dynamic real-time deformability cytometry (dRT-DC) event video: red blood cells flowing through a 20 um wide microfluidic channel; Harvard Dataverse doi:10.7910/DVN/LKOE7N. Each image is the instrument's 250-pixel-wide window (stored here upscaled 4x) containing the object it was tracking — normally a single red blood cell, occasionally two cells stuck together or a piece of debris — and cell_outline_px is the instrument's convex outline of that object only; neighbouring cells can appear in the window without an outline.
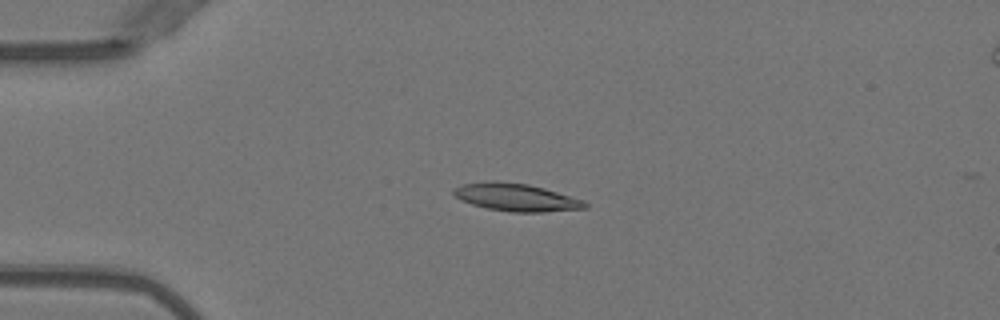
{"species": "Egyptian fruit bat (a non-hibernating species)", "species_latin": "Rousettus aegyptiacus", "temperature_condition": "warm", "stored_images_in_passage": 50, "camera_frame_rate_fps": 3000, "um_per_image_px": 0.085, "animal": {"sex": "female"}, "frame": {"image": 1, "passage_image": 12, "time_ms": 3.667, "image_size_px": [1000, 320], "cell_outline_px": [[588, 208], [544, 212], [512, 212], [488, 208], [472, 204], [460, 200], [452, 192], [452, 188], [460, 184], [488, 180], [496, 180], [528, 184], [544, 188], [584, 200], [588, 204]], "centroid_in_image_um": [43.84, 16.75], "position_along_channel_um": 41.2, "area_um2": 21.39}}
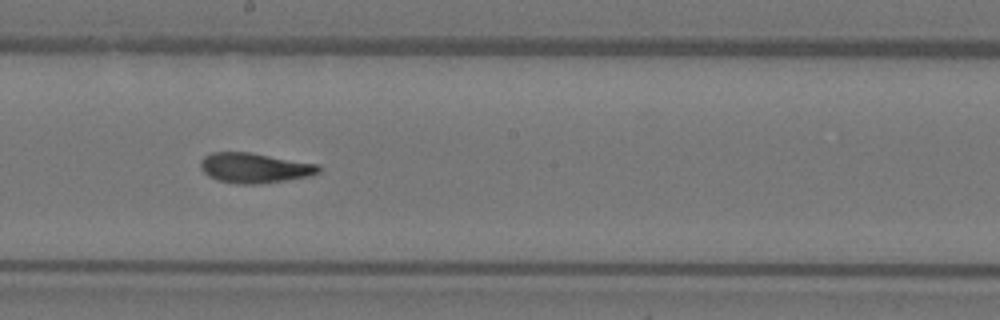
{"frame": {"image": 2, "passage_image": 28, "time_ms": 9.0, "image_size_px": [1000, 320], "cell_outline_px": [[320, 172], [312, 176], [256, 184], [240, 184], [216, 180], [208, 176], [200, 168], [200, 160], [204, 156], [212, 152], [248, 152], [320, 164]], "centroid_in_image_um": [21.63, 14.27], "position_along_channel_um": 226.6, "area_um2": 20.75}}
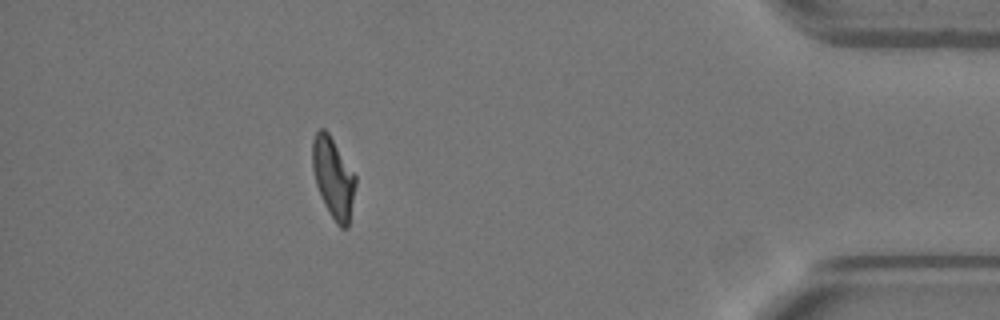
{"frame": {"image": 3, "passage_image": 45, "time_ms": 14.667, "image_size_px": [1000, 320], "cell_outline_px": [[356, 184], [348, 228], [340, 228], [336, 224], [324, 204], [320, 196], [316, 184], [312, 168], [312, 140], [316, 132], [320, 128], [324, 128], [328, 132], [356, 176]], "centroid_in_image_um": [28.32, 15.12], "position_along_channel_um": 406.9, "area_um2": 20.23}, "authors_computed_cell_mechanics": {"area_um2": 20.4612, "velocity_mm_per_s": 4.0131, "shape_relaxation_time_tau1_ms": 10.5265, "shape_relaxation_time_tau2_ms": 1.8967, "deformation_change_tau1": 0.3156, "deformation_change_tau2": 0.1018}}